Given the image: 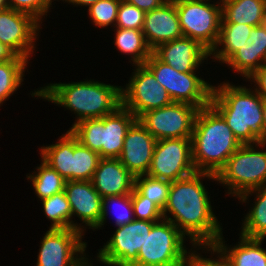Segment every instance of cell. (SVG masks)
I'll return each mask as SVG.
<instances>
[{
	"label": "cell",
	"mask_w": 266,
	"mask_h": 266,
	"mask_svg": "<svg viewBox=\"0 0 266 266\" xmlns=\"http://www.w3.org/2000/svg\"><path fill=\"white\" fill-rule=\"evenodd\" d=\"M204 177L217 181L213 174L196 171L171 182L168 201L163 209V219L171 221L184 235L189 236L196 248L212 247L222 235V228L201 181Z\"/></svg>",
	"instance_id": "obj_1"
},
{
	"label": "cell",
	"mask_w": 266,
	"mask_h": 266,
	"mask_svg": "<svg viewBox=\"0 0 266 266\" xmlns=\"http://www.w3.org/2000/svg\"><path fill=\"white\" fill-rule=\"evenodd\" d=\"M241 145L211 104L199 109L191 136L192 162L197 172L217 176Z\"/></svg>",
	"instance_id": "obj_2"
},
{
	"label": "cell",
	"mask_w": 266,
	"mask_h": 266,
	"mask_svg": "<svg viewBox=\"0 0 266 266\" xmlns=\"http://www.w3.org/2000/svg\"><path fill=\"white\" fill-rule=\"evenodd\" d=\"M121 86L98 81L48 84L32 96L64 106L77 114L72 127L85 119L102 118L121 106Z\"/></svg>",
	"instance_id": "obj_3"
},
{
	"label": "cell",
	"mask_w": 266,
	"mask_h": 266,
	"mask_svg": "<svg viewBox=\"0 0 266 266\" xmlns=\"http://www.w3.org/2000/svg\"><path fill=\"white\" fill-rule=\"evenodd\" d=\"M230 84L213 86L210 104L241 144H257L264 137L263 98L250 88Z\"/></svg>",
	"instance_id": "obj_4"
},
{
	"label": "cell",
	"mask_w": 266,
	"mask_h": 266,
	"mask_svg": "<svg viewBox=\"0 0 266 266\" xmlns=\"http://www.w3.org/2000/svg\"><path fill=\"white\" fill-rule=\"evenodd\" d=\"M136 120V116L121 105L102 118L85 119L76 123L70 131L83 146L97 152L101 158L118 159L126 133Z\"/></svg>",
	"instance_id": "obj_5"
},
{
	"label": "cell",
	"mask_w": 266,
	"mask_h": 266,
	"mask_svg": "<svg viewBox=\"0 0 266 266\" xmlns=\"http://www.w3.org/2000/svg\"><path fill=\"white\" fill-rule=\"evenodd\" d=\"M266 144H242L217 174V182L228 186V194L236 198L243 193L266 185V151L256 147ZM256 148H254V147Z\"/></svg>",
	"instance_id": "obj_6"
},
{
	"label": "cell",
	"mask_w": 266,
	"mask_h": 266,
	"mask_svg": "<svg viewBox=\"0 0 266 266\" xmlns=\"http://www.w3.org/2000/svg\"><path fill=\"white\" fill-rule=\"evenodd\" d=\"M184 240L185 235L171 221L162 219L152 226L131 266H182L190 253Z\"/></svg>",
	"instance_id": "obj_7"
},
{
	"label": "cell",
	"mask_w": 266,
	"mask_h": 266,
	"mask_svg": "<svg viewBox=\"0 0 266 266\" xmlns=\"http://www.w3.org/2000/svg\"><path fill=\"white\" fill-rule=\"evenodd\" d=\"M145 65L153 72L173 102L188 103L199 109L210 105L213 86L199 78L195 72H178L154 53L146 60Z\"/></svg>",
	"instance_id": "obj_8"
},
{
	"label": "cell",
	"mask_w": 266,
	"mask_h": 266,
	"mask_svg": "<svg viewBox=\"0 0 266 266\" xmlns=\"http://www.w3.org/2000/svg\"><path fill=\"white\" fill-rule=\"evenodd\" d=\"M208 1V2H207ZM210 0H174L183 36L198 40L211 51L218 40L222 4Z\"/></svg>",
	"instance_id": "obj_9"
},
{
	"label": "cell",
	"mask_w": 266,
	"mask_h": 266,
	"mask_svg": "<svg viewBox=\"0 0 266 266\" xmlns=\"http://www.w3.org/2000/svg\"><path fill=\"white\" fill-rule=\"evenodd\" d=\"M196 172L192 162L191 138L157 140L147 175L169 182Z\"/></svg>",
	"instance_id": "obj_10"
},
{
	"label": "cell",
	"mask_w": 266,
	"mask_h": 266,
	"mask_svg": "<svg viewBox=\"0 0 266 266\" xmlns=\"http://www.w3.org/2000/svg\"><path fill=\"white\" fill-rule=\"evenodd\" d=\"M198 111L199 108L194 105L172 102L167 106L145 112L138 121L156 140L191 138Z\"/></svg>",
	"instance_id": "obj_11"
},
{
	"label": "cell",
	"mask_w": 266,
	"mask_h": 266,
	"mask_svg": "<svg viewBox=\"0 0 266 266\" xmlns=\"http://www.w3.org/2000/svg\"><path fill=\"white\" fill-rule=\"evenodd\" d=\"M135 68L126 89L121 88V105L138 119L145 112L167 106L173 101L145 64L135 65Z\"/></svg>",
	"instance_id": "obj_12"
},
{
	"label": "cell",
	"mask_w": 266,
	"mask_h": 266,
	"mask_svg": "<svg viewBox=\"0 0 266 266\" xmlns=\"http://www.w3.org/2000/svg\"><path fill=\"white\" fill-rule=\"evenodd\" d=\"M156 222L137 220L118 226L112 238L100 249L98 261L107 266H131L138 258L147 234Z\"/></svg>",
	"instance_id": "obj_13"
},
{
	"label": "cell",
	"mask_w": 266,
	"mask_h": 266,
	"mask_svg": "<svg viewBox=\"0 0 266 266\" xmlns=\"http://www.w3.org/2000/svg\"><path fill=\"white\" fill-rule=\"evenodd\" d=\"M83 234L72 228H49L41 240L36 266H78L85 259Z\"/></svg>",
	"instance_id": "obj_14"
},
{
	"label": "cell",
	"mask_w": 266,
	"mask_h": 266,
	"mask_svg": "<svg viewBox=\"0 0 266 266\" xmlns=\"http://www.w3.org/2000/svg\"><path fill=\"white\" fill-rule=\"evenodd\" d=\"M40 22L32 15L14 9L0 11V42L17 56L29 60Z\"/></svg>",
	"instance_id": "obj_15"
},
{
	"label": "cell",
	"mask_w": 266,
	"mask_h": 266,
	"mask_svg": "<svg viewBox=\"0 0 266 266\" xmlns=\"http://www.w3.org/2000/svg\"><path fill=\"white\" fill-rule=\"evenodd\" d=\"M156 141L137 119L126 133L118 159L133 176L145 175L151 164Z\"/></svg>",
	"instance_id": "obj_16"
},
{
	"label": "cell",
	"mask_w": 266,
	"mask_h": 266,
	"mask_svg": "<svg viewBox=\"0 0 266 266\" xmlns=\"http://www.w3.org/2000/svg\"><path fill=\"white\" fill-rule=\"evenodd\" d=\"M163 62L178 72H196L197 68L210 56V51L198 40L185 36L163 43L153 50Z\"/></svg>",
	"instance_id": "obj_17"
},
{
	"label": "cell",
	"mask_w": 266,
	"mask_h": 266,
	"mask_svg": "<svg viewBox=\"0 0 266 266\" xmlns=\"http://www.w3.org/2000/svg\"><path fill=\"white\" fill-rule=\"evenodd\" d=\"M142 32L152 49L183 36L174 0L145 13Z\"/></svg>",
	"instance_id": "obj_18"
},
{
	"label": "cell",
	"mask_w": 266,
	"mask_h": 266,
	"mask_svg": "<svg viewBox=\"0 0 266 266\" xmlns=\"http://www.w3.org/2000/svg\"><path fill=\"white\" fill-rule=\"evenodd\" d=\"M66 193L72 216L75 215L86 226L95 230L100 224L102 197L91 181H66Z\"/></svg>",
	"instance_id": "obj_19"
},
{
	"label": "cell",
	"mask_w": 266,
	"mask_h": 266,
	"mask_svg": "<svg viewBox=\"0 0 266 266\" xmlns=\"http://www.w3.org/2000/svg\"><path fill=\"white\" fill-rule=\"evenodd\" d=\"M133 176L116 158H101L91 182L103 198L112 195L131 194L134 189Z\"/></svg>",
	"instance_id": "obj_20"
},
{
	"label": "cell",
	"mask_w": 266,
	"mask_h": 266,
	"mask_svg": "<svg viewBox=\"0 0 266 266\" xmlns=\"http://www.w3.org/2000/svg\"><path fill=\"white\" fill-rule=\"evenodd\" d=\"M225 63L246 79L266 65V23L253 27L246 44Z\"/></svg>",
	"instance_id": "obj_21"
},
{
	"label": "cell",
	"mask_w": 266,
	"mask_h": 266,
	"mask_svg": "<svg viewBox=\"0 0 266 266\" xmlns=\"http://www.w3.org/2000/svg\"><path fill=\"white\" fill-rule=\"evenodd\" d=\"M238 245L229 248L223 242V235L212 246L226 260L228 266H266V249L261 245L264 239L240 236Z\"/></svg>",
	"instance_id": "obj_22"
},
{
	"label": "cell",
	"mask_w": 266,
	"mask_h": 266,
	"mask_svg": "<svg viewBox=\"0 0 266 266\" xmlns=\"http://www.w3.org/2000/svg\"><path fill=\"white\" fill-rule=\"evenodd\" d=\"M221 4V23H240L253 27L266 23V0H227Z\"/></svg>",
	"instance_id": "obj_23"
},
{
	"label": "cell",
	"mask_w": 266,
	"mask_h": 266,
	"mask_svg": "<svg viewBox=\"0 0 266 266\" xmlns=\"http://www.w3.org/2000/svg\"><path fill=\"white\" fill-rule=\"evenodd\" d=\"M253 26L237 23H221L219 37L211 55L219 62L225 63L241 46L246 44ZM222 48L219 50V46ZM218 48V49H217Z\"/></svg>",
	"instance_id": "obj_24"
},
{
	"label": "cell",
	"mask_w": 266,
	"mask_h": 266,
	"mask_svg": "<svg viewBox=\"0 0 266 266\" xmlns=\"http://www.w3.org/2000/svg\"><path fill=\"white\" fill-rule=\"evenodd\" d=\"M59 142L41 147L40 156L54 168L66 181H71V163L74 155V134L68 130Z\"/></svg>",
	"instance_id": "obj_25"
},
{
	"label": "cell",
	"mask_w": 266,
	"mask_h": 266,
	"mask_svg": "<svg viewBox=\"0 0 266 266\" xmlns=\"http://www.w3.org/2000/svg\"><path fill=\"white\" fill-rule=\"evenodd\" d=\"M257 194L255 204L243 221L241 235L249 238L266 237V185L247 191L238 198L246 202L250 194ZM248 196V197H247Z\"/></svg>",
	"instance_id": "obj_26"
},
{
	"label": "cell",
	"mask_w": 266,
	"mask_h": 266,
	"mask_svg": "<svg viewBox=\"0 0 266 266\" xmlns=\"http://www.w3.org/2000/svg\"><path fill=\"white\" fill-rule=\"evenodd\" d=\"M114 45L121 53L132 55L134 65L145 64L146 60L153 53L147 44L142 30L116 28Z\"/></svg>",
	"instance_id": "obj_27"
},
{
	"label": "cell",
	"mask_w": 266,
	"mask_h": 266,
	"mask_svg": "<svg viewBox=\"0 0 266 266\" xmlns=\"http://www.w3.org/2000/svg\"><path fill=\"white\" fill-rule=\"evenodd\" d=\"M42 201L45 216L52 222L50 228L77 229L83 233L84 227L74 223L71 219L72 212L65 191L54 194Z\"/></svg>",
	"instance_id": "obj_28"
},
{
	"label": "cell",
	"mask_w": 266,
	"mask_h": 266,
	"mask_svg": "<svg viewBox=\"0 0 266 266\" xmlns=\"http://www.w3.org/2000/svg\"><path fill=\"white\" fill-rule=\"evenodd\" d=\"M37 172L27 176L31 179L35 193L40 200L51 197L54 194L64 191L66 180L43 159Z\"/></svg>",
	"instance_id": "obj_29"
},
{
	"label": "cell",
	"mask_w": 266,
	"mask_h": 266,
	"mask_svg": "<svg viewBox=\"0 0 266 266\" xmlns=\"http://www.w3.org/2000/svg\"><path fill=\"white\" fill-rule=\"evenodd\" d=\"M100 159L97 152L83 146L74 135L71 181H91Z\"/></svg>",
	"instance_id": "obj_30"
},
{
	"label": "cell",
	"mask_w": 266,
	"mask_h": 266,
	"mask_svg": "<svg viewBox=\"0 0 266 266\" xmlns=\"http://www.w3.org/2000/svg\"><path fill=\"white\" fill-rule=\"evenodd\" d=\"M27 63L28 60L20 56L0 62V105L21 85Z\"/></svg>",
	"instance_id": "obj_31"
},
{
	"label": "cell",
	"mask_w": 266,
	"mask_h": 266,
	"mask_svg": "<svg viewBox=\"0 0 266 266\" xmlns=\"http://www.w3.org/2000/svg\"><path fill=\"white\" fill-rule=\"evenodd\" d=\"M171 182L145 175H138L134 179V188L144 197L152 200L163 211L165 208Z\"/></svg>",
	"instance_id": "obj_32"
},
{
	"label": "cell",
	"mask_w": 266,
	"mask_h": 266,
	"mask_svg": "<svg viewBox=\"0 0 266 266\" xmlns=\"http://www.w3.org/2000/svg\"><path fill=\"white\" fill-rule=\"evenodd\" d=\"M119 204L123 210H126V212H121L117 215L115 219V224L118 226L125 225L127 223L132 222L135 217H132V214H134L133 206H132V193L131 194H124V195H112V196H106L102 199V214L100 219V224L95 229H100L102 225H104L106 217H107V210L109 204ZM119 206V207H120ZM130 214V215H129Z\"/></svg>",
	"instance_id": "obj_33"
},
{
	"label": "cell",
	"mask_w": 266,
	"mask_h": 266,
	"mask_svg": "<svg viewBox=\"0 0 266 266\" xmlns=\"http://www.w3.org/2000/svg\"><path fill=\"white\" fill-rule=\"evenodd\" d=\"M121 0H98L88 8L89 16L95 26L107 27L117 20L118 8Z\"/></svg>",
	"instance_id": "obj_34"
},
{
	"label": "cell",
	"mask_w": 266,
	"mask_h": 266,
	"mask_svg": "<svg viewBox=\"0 0 266 266\" xmlns=\"http://www.w3.org/2000/svg\"><path fill=\"white\" fill-rule=\"evenodd\" d=\"M133 216L137 220L158 222L163 219V211L149 198L142 196L135 188L132 191Z\"/></svg>",
	"instance_id": "obj_35"
},
{
	"label": "cell",
	"mask_w": 266,
	"mask_h": 266,
	"mask_svg": "<svg viewBox=\"0 0 266 266\" xmlns=\"http://www.w3.org/2000/svg\"><path fill=\"white\" fill-rule=\"evenodd\" d=\"M145 19V12L138 7L121 0L115 27L125 29L142 30Z\"/></svg>",
	"instance_id": "obj_36"
},
{
	"label": "cell",
	"mask_w": 266,
	"mask_h": 266,
	"mask_svg": "<svg viewBox=\"0 0 266 266\" xmlns=\"http://www.w3.org/2000/svg\"><path fill=\"white\" fill-rule=\"evenodd\" d=\"M11 9L32 15L41 22L42 16L48 13L51 3L48 0H8Z\"/></svg>",
	"instance_id": "obj_37"
},
{
	"label": "cell",
	"mask_w": 266,
	"mask_h": 266,
	"mask_svg": "<svg viewBox=\"0 0 266 266\" xmlns=\"http://www.w3.org/2000/svg\"><path fill=\"white\" fill-rule=\"evenodd\" d=\"M203 248H210L208 251L216 253L218 255V259L212 260V258H204L196 254V252H191L188 254L184 264L182 266H228L226 260L219 256V252H217L213 247H203Z\"/></svg>",
	"instance_id": "obj_38"
},
{
	"label": "cell",
	"mask_w": 266,
	"mask_h": 266,
	"mask_svg": "<svg viewBox=\"0 0 266 266\" xmlns=\"http://www.w3.org/2000/svg\"><path fill=\"white\" fill-rule=\"evenodd\" d=\"M258 85L254 89L263 99H266V65H263L259 70H256L249 78Z\"/></svg>",
	"instance_id": "obj_39"
},
{
	"label": "cell",
	"mask_w": 266,
	"mask_h": 266,
	"mask_svg": "<svg viewBox=\"0 0 266 266\" xmlns=\"http://www.w3.org/2000/svg\"><path fill=\"white\" fill-rule=\"evenodd\" d=\"M126 2L138 7L142 11L149 12L160 7L167 0H125Z\"/></svg>",
	"instance_id": "obj_40"
},
{
	"label": "cell",
	"mask_w": 266,
	"mask_h": 266,
	"mask_svg": "<svg viewBox=\"0 0 266 266\" xmlns=\"http://www.w3.org/2000/svg\"><path fill=\"white\" fill-rule=\"evenodd\" d=\"M16 56L10 48L0 42V62L13 60Z\"/></svg>",
	"instance_id": "obj_41"
},
{
	"label": "cell",
	"mask_w": 266,
	"mask_h": 266,
	"mask_svg": "<svg viewBox=\"0 0 266 266\" xmlns=\"http://www.w3.org/2000/svg\"><path fill=\"white\" fill-rule=\"evenodd\" d=\"M66 1L69 3H72V5L75 4V5H81V6H88L89 8L90 6L95 4L98 0H65V2Z\"/></svg>",
	"instance_id": "obj_42"
},
{
	"label": "cell",
	"mask_w": 266,
	"mask_h": 266,
	"mask_svg": "<svg viewBox=\"0 0 266 266\" xmlns=\"http://www.w3.org/2000/svg\"><path fill=\"white\" fill-rule=\"evenodd\" d=\"M263 133L264 137L260 142L266 144V99H263Z\"/></svg>",
	"instance_id": "obj_43"
},
{
	"label": "cell",
	"mask_w": 266,
	"mask_h": 266,
	"mask_svg": "<svg viewBox=\"0 0 266 266\" xmlns=\"http://www.w3.org/2000/svg\"><path fill=\"white\" fill-rule=\"evenodd\" d=\"M9 2L8 0H0V11L9 9Z\"/></svg>",
	"instance_id": "obj_44"
},
{
	"label": "cell",
	"mask_w": 266,
	"mask_h": 266,
	"mask_svg": "<svg viewBox=\"0 0 266 266\" xmlns=\"http://www.w3.org/2000/svg\"><path fill=\"white\" fill-rule=\"evenodd\" d=\"M89 264L87 258H85L78 266H92V264Z\"/></svg>",
	"instance_id": "obj_45"
}]
</instances>
